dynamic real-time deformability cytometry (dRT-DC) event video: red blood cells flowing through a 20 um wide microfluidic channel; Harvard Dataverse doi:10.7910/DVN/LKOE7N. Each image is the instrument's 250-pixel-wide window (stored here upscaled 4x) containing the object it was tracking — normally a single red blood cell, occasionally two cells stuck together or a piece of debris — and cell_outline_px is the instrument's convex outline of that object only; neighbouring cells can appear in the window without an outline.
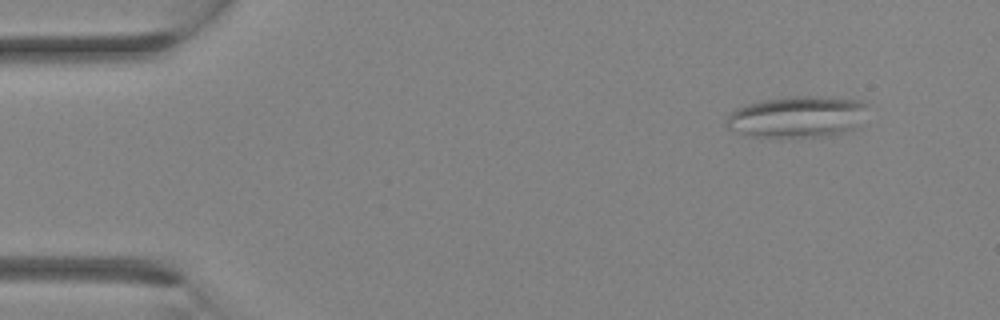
{"species": "Egyptian fruit bat (a non-hibernating species)", "species_latin": "Rousettus aegyptiacus", "temperature_condition": "room temperature", "stored_images_in_passage": 30, "camera_frame_rate_fps": 3000, "um_per_image_px": 0.085, "animal": {"sex": "female"}, "frame": {"image": 1, "passage_image": 1, "time_ms": 0.0, "image_size_px": [1000, 320], "cell_outline_px": [[868, 104], [860, 124], [852, 132], [820, 136], [752, 136], [728, 128], [724, 124], [724, 120], [736, 108], [744, 104], [764, 100], [792, 96], [812, 96], [864, 100]], "centroid_in_image_um": [67.81, 9.91], "position_along_channel_um": 17.2, "area_um2": 34.1}}
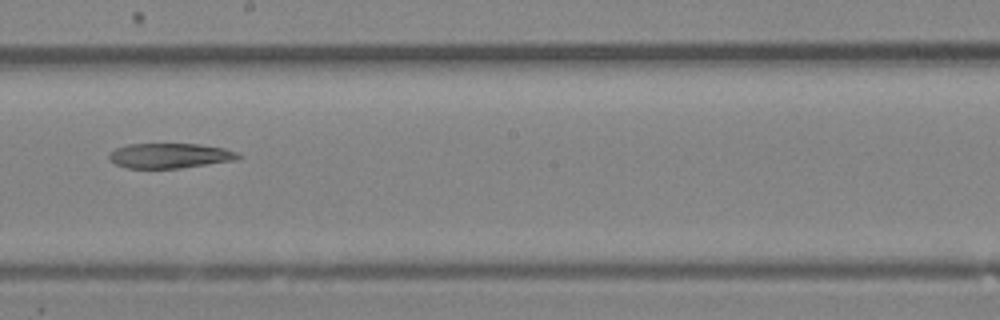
{"frame": {"image": 2, "passage_image": 16, "time_ms": 5.0, "image_size_px": [1000, 320], "cell_outline_px": [[244, 156], [236, 160], [180, 168], [124, 168], [108, 160], [108, 152], [116, 148], [128, 144], [200, 144], [224, 148], [240, 152]], "centroid_in_image_um": [14.45, 13.23], "position_along_channel_um": 233.8, "area_um2": 19.07}}
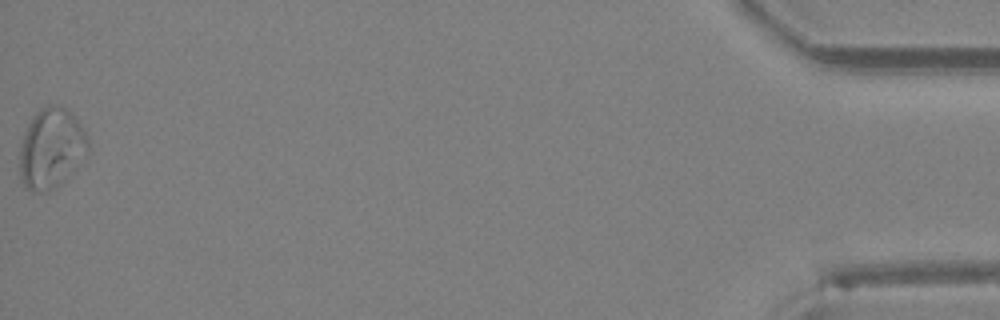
{"frame": {"image": 3, "passage_image": 30, "time_ms": 9.667, "image_size_px": [1000, 320], "cell_outline_px": [[88, 152], [72, 172], [56, 188], [48, 192], [36, 192], [28, 188], [24, 184], [20, 176], [20, 148], [28, 124], [36, 112], [40, 108], [52, 104], [68, 108], [84, 128], [88, 140]], "centroid_in_image_um": [4.38, 12.6], "position_along_channel_um": 430.8, "area_um2": 31.91}}